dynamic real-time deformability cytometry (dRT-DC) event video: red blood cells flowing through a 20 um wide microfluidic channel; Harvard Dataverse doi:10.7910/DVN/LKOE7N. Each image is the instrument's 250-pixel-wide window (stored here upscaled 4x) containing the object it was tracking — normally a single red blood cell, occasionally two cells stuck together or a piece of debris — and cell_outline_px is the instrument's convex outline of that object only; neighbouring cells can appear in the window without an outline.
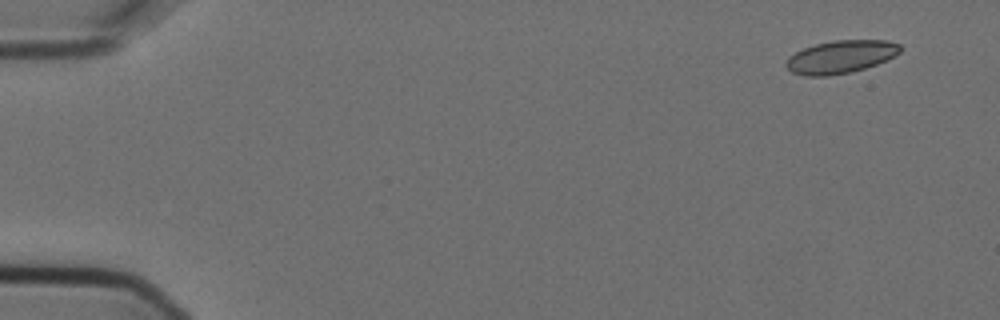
{"species": "Egyptian fruit bat (a non-hibernating species)", "species_latin": "Rousettus aegyptiacus", "temperature_condition": "cold", "stored_images_in_passage": 4, "camera_frame_rate_fps": 3000, "um_per_image_px": 0.085, "animal": {"sex": "female"}, "frame": {"image": 1, "passage_image": 1, "time_ms": 0.0, "image_size_px": [1000, 320], "cell_outline_px": [[900, 52], [876, 64], [852, 72], [828, 76], [804, 76], [792, 72], [784, 64], [788, 56], [804, 48], [816, 44], [832, 40], [888, 40], [900, 44]], "centroid_in_image_um": [71.42, 4.83], "position_along_channel_um": 13.6, "area_um2": 21.79}}